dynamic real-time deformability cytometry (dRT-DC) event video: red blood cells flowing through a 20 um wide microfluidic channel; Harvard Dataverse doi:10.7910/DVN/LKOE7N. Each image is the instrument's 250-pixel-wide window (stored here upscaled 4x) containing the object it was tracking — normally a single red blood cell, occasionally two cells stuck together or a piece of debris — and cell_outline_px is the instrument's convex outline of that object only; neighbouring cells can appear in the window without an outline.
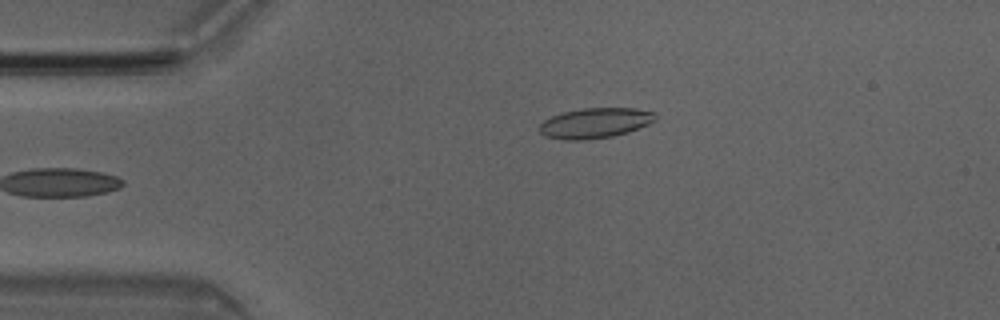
{"species": "Egyptian fruit bat (a non-hibernating species)", "species_latin": "Rousettus aegyptiacus", "temperature_condition": "room temperature", "stored_images_in_passage": 5, "camera_frame_rate_fps": 3000, "um_per_image_px": 0.085, "animal": {"sex": "male"}, "frame": {"image": 1, "passage_image": 5, "time_ms": 1.333, "image_size_px": [1000, 320], "cell_outline_px": [[656, 120], [648, 124], [628, 132], [612, 136], [588, 140], [564, 140], [544, 136], [540, 132], [540, 124], [544, 120], [552, 116], [564, 112], [580, 108], [636, 108], [652, 112], [656, 116]], "centroid_in_image_um": [50.56, 10.46], "position_along_channel_um": 34.4, "area_um2": 20.4}}